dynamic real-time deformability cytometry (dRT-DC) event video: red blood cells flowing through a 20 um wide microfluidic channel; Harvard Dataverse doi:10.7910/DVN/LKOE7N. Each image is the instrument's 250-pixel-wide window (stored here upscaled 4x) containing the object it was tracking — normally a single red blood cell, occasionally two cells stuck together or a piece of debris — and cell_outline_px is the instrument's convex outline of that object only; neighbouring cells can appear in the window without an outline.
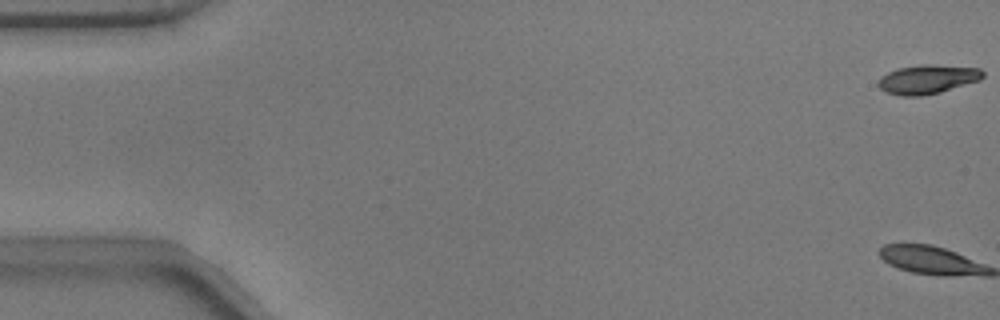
{"species": "common noctule bat (a hibernating species)", "species_latin": "Nyctalus noctula", "temperature_condition": "warm", "stored_images_in_passage": 55, "camera_frame_rate_fps": 3000, "um_per_image_px": 0.085, "animal": {"sex": "male", "body_mass_g": 17.9}, "frame": {"image": 1, "passage_image": 1, "time_ms": 0.0, "image_size_px": [1000, 320], "cell_outline_px": [[984, 76], [980, 80], [940, 92], [920, 96], [900, 96], [884, 92], [876, 84], [880, 76], [896, 68], [920, 64], [932, 64], [980, 68], [984, 72]], "centroid_in_image_um": [78.8, 6.73], "position_along_channel_um": 6.2, "area_um2": 17.98}}
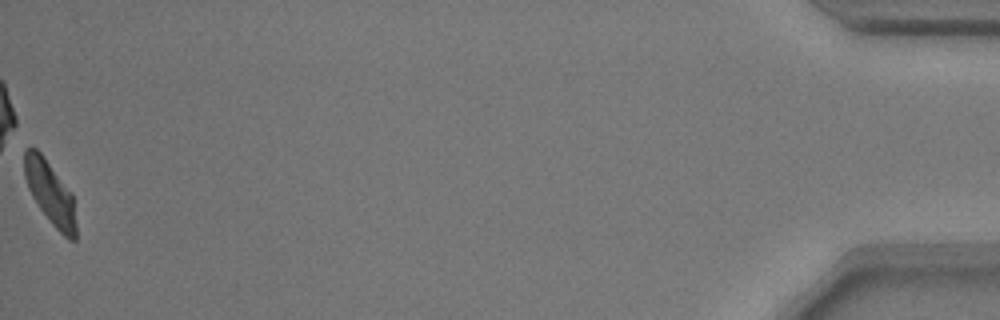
{"frame": {"image": 2, "passage_image": 55, "time_ms": 18.0, "image_size_px": [1000, 320], "cell_outline_px": [[76, 240], [68, 240], [52, 224], [40, 208], [32, 196], [28, 188], [24, 176], [24, 148], [36, 148], [40, 152], [72, 192], [76, 224]], "centroid_in_image_um": [4.26, 16.39], "position_along_channel_um": 430.9, "area_um2": 18.96}, "authors_computed_cell_mechanics": {"area_um2": 19.8254, "velocity_mm_per_s": 3.7481, "shape_relaxation_time_tau1_ms": 3.8752, "shape_relaxation_time_tau2_ms": 2.127, "deformation_change_tau1": 0.1327, "deformation_change_tau2": 0.0657}}